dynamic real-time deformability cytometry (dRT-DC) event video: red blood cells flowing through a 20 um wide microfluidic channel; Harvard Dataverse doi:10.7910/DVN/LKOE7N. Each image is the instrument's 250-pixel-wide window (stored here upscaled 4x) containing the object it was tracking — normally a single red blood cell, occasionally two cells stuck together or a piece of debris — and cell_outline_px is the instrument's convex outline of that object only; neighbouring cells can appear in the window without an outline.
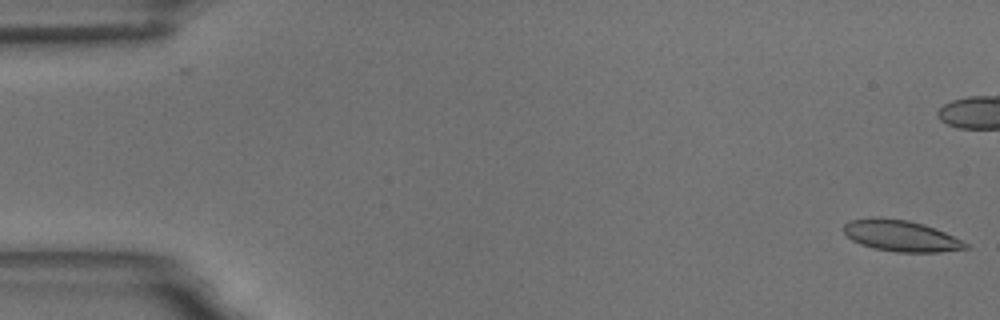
{"species": "common noctule bat (a hibernating species)", "species_latin": "Nyctalus noctula", "temperature_condition": "room temperature", "stored_images_in_passage": 6, "camera_frame_rate_fps": 3000, "um_per_image_px": 0.085, "animal": {"sex": "male", "body_mass_g": 18.8}, "frame": {"image": 1, "passage_image": 1, "time_ms": 0.0, "image_size_px": [1000, 320], "cell_outline_px": [[968, 248], [940, 252], [896, 252], [872, 248], [860, 244], [852, 240], [844, 232], [844, 224], [852, 220], [872, 216], [908, 220], [924, 224], [944, 232], [968, 244]], "centroid_in_image_um": [76.54, 20.04], "position_along_channel_um": 8.5, "area_um2": 22.08}}